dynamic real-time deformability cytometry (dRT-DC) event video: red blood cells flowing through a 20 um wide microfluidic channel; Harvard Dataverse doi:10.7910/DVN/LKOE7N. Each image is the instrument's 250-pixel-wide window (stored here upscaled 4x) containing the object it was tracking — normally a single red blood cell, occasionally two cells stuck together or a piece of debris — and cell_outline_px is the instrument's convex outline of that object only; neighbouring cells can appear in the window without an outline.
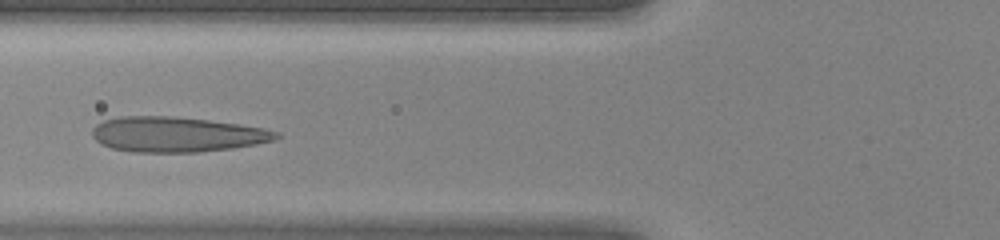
{"species": "human", "species_latin": "Homo sapiens", "temperature_condition": "warm", "stored_images_in_passage": 36, "camera_frame_rate_fps": 3000, "um_per_image_px": 0.085, "donor": {"sex": "female"}, "frame": {"image": 1, "passage_image": 9, "time_ms": 2.667, "image_size_px": [1000, 240], "cell_outline_px": [[280, 136], [276, 140], [256, 144], [232, 148], [196, 152], [132, 152], [112, 148], [100, 144], [92, 136], [92, 128], [96, 124], [104, 120], [120, 116], [172, 116], [208, 120], [240, 124], [264, 128], [280, 132]], "centroid_in_image_um": [15.02, 11.42], "position_along_channel_um": 110.8, "area_um2": 37.86}}
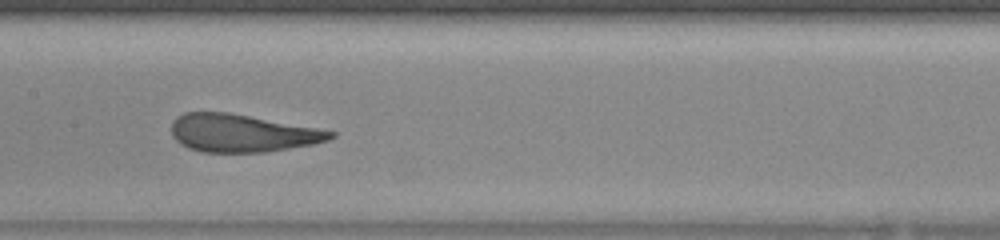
{"frame": {"image": 2, "passage_image": 14, "time_ms": 4.333, "image_size_px": [1000, 240], "cell_outline_px": [[336, 136], [328, 140], [312, 144], [264, 152], [200, 152], [188, 148], [180, 144], [172, 136], [172, 120], [176, 116], [184, 112], [228, 112], [316, 128], [336, 132]], "centroid_in_image_um": [20.52, 11.31], "position_along_channel_um": 186.9, "area_um2": 34.85}}
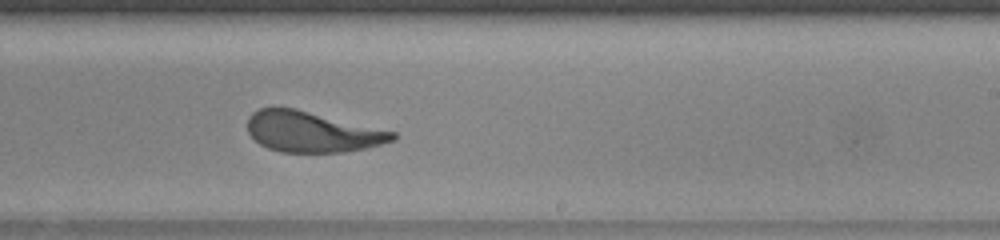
{"frame": {"image": 3, "passage_image": 19, "time_ms": 6.0, "image_size_px": [1000, 240], "cell_outline_px": [[400, 136], [396, 140], [368, 148], [344, 152], [280, 152], [268, 148], [260, 144], [248, 132], [248, 116], [252, 112], [260, 108], [296, 108], [396, 132]], "centroid_in_image_um": [26.57, 11.21], "position_along_channel_um": 262.4, "area_um2": 34.51}}